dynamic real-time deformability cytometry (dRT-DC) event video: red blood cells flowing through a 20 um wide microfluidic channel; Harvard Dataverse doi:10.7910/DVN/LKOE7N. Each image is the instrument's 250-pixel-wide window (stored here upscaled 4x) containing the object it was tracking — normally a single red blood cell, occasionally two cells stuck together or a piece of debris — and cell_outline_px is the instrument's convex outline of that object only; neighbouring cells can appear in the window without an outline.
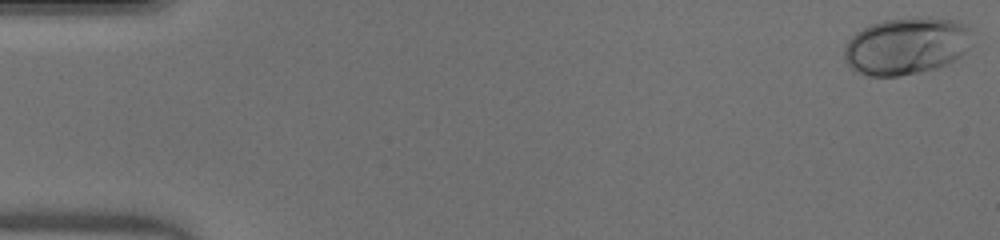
{"species": "human", "species_latin": "Homo sapiens", "temperature_condition": "warm", "stored_images_in_passage": 43, "camera_frame_rate_fps": 3000, "um_per_image_px": 0.085, "donor": {"sex": "male"}, "frame": {"image": 1, "passage_image": 1, "time_ms": 0.0, "image_size_px": [1000, 240], "cell_outline_px": [[972, 44], [960, 56], [948, 64], [936, 68], [900, 76], [868, 76], [856, 72], [848, 64], [844, 56], [844, 48], [848, 40], [856, 32], [872, 24], [884, 20], [928, 16], [956, 20], [968, 24], [972, 28]], "centroid_in_image_um": [77.1, 3.89], "position_along_channel_um": 7.9, "area_um2": 43.12}}
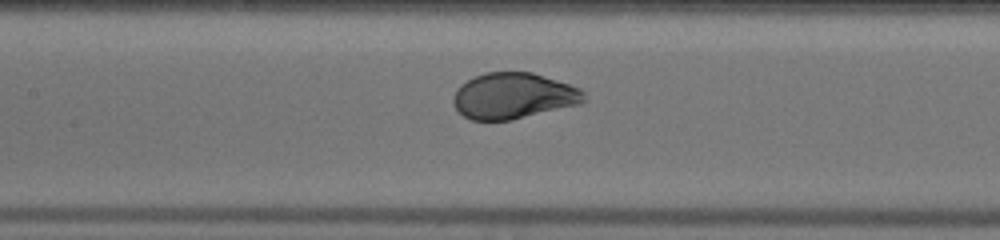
{"frame": {"image": 2, "passage_image": 24, "time_ms": 7.667, "image_size_px": [1000, 240], "cell_outline_px": [[588, 100], [580, 104], [512, 120], [472, 120], [464, 116], [452, 104], [452, 96], [456, 88], [460, 84], [484, 72], [532, 72], [580, 88], [584, 92]], "centroid_in_image_um": [43.63, 8.15], "position_along_channel_um": 163.8, "area_um2": 35.2}}
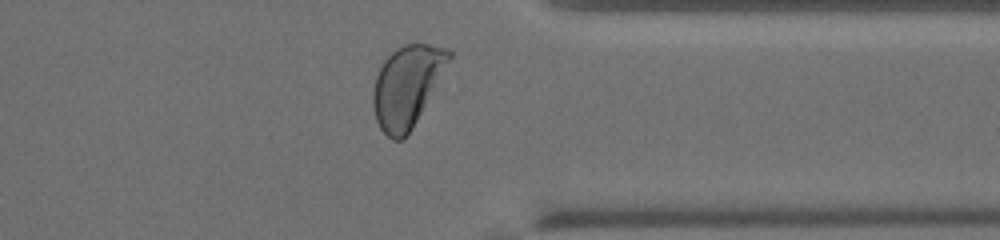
{"frame": {"image": 3, "passage_image": 40, "time_ms": 13.0, "image_size_px": [1000, 240], "cell_outline_px": [[452, 60], [412, 128], [404, 140], [392, 140], [380, 128], [376, 120], [372, 104], [372, 92], [376, 76], [384, 60], [396, 48], [404, 44], [428, 44], [448, 48], [452, 52]], "centroid_in_image_um": [34.61, 7.31], "position_along_channel_um": 376.8, "area_um2": 36.07}, "authors_computed_cell_mechanics": {"area_um2": 36.6452, "velocity_mm_per_s": 4.0752, "shape_relaxation_time_tau1_ms": 2.9875, "shape_relaxation_time_tau2_ms": null, "deformation_change_tau1": 0.179, "deformation_change_tau2": null}}